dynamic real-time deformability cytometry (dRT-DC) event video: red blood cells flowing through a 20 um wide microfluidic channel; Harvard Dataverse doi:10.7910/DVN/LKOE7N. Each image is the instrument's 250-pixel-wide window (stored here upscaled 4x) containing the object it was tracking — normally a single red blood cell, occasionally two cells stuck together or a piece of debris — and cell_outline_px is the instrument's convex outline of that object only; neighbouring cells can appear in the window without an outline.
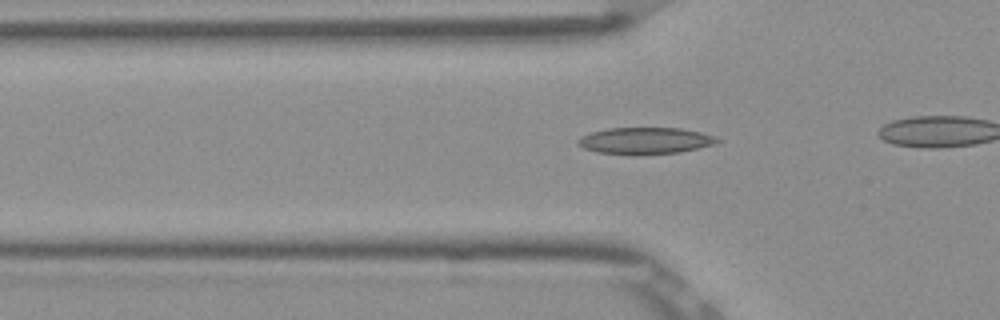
{"species": "Egyptian fruit bat (a non-hibernating species)", "species_latin": "Rousettus aegyptiacus", "temperature_condition": "room temperature", "stored_images_in_passage": 38, "camera_frame_rate_fps": 3000, "um_per_image_px": 0.085, "frame": {"image": 1, "passage_image": 14, "time_ms": 4.333, "image_size_px": [1000, 320], "cell_outline_px": [[720, 140], [716, 144], [680, 152], [640, 156], [636, 156], [596, 152], [584, 148], [576, 144], [576, 140], [580, 136], [588, 132], [608, 128], [680, 128], [700, 132], [716, 136]], "centroid_in_image_um": [54.79, 11.98], "position_along_channel_um": 71.0, "area_um2": 22.2}}
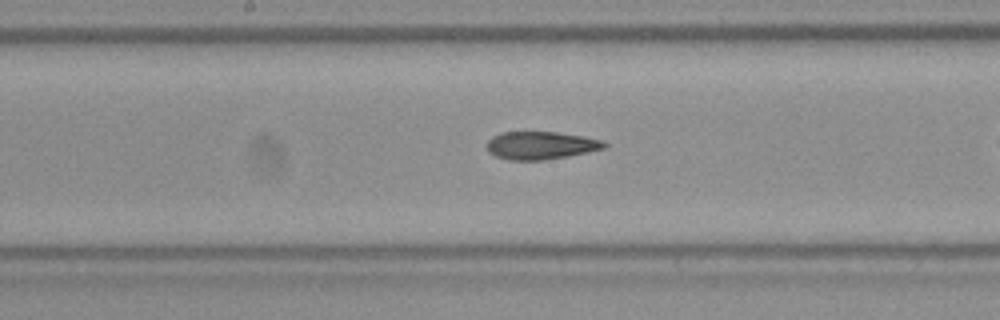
{"frame": {"image": 2, "passage_image": 24, "time_ms": 7.667, "image_size_px": [1000, 320], "cell_outline_px": [[608, 148], [568, 156], [544, 160], [508, 160], [496, 156], [488, 152], [484, 144], [492, 136], [500, 132], [556, 132], [584, 136], [600, 140], [608, 144]], "centroid_in_image_um": [45.94, 12.36], "position_along_channel_um": 202.3, "area_um2": 19.31}}
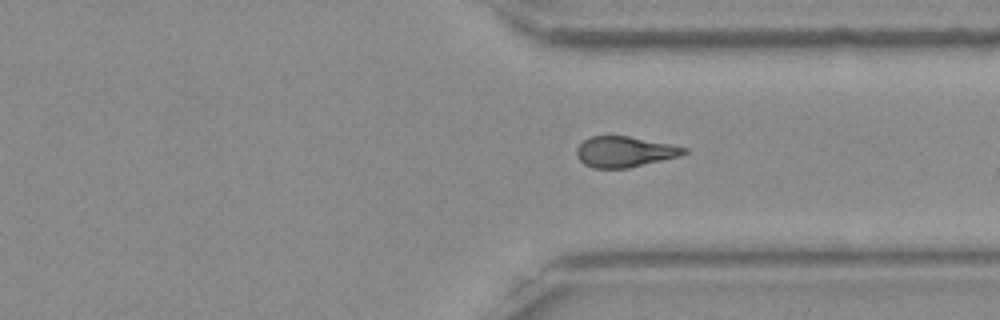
{"frame": {"image": 3, "passage_image": 36, "time_ms": 11.667, "image_size_px": [1000, 320], "cell_outline_px": [[688, 152], [680, 156], [628, 168], [592, 168], [584, 164], [576, 156], [576, 148], [584, 140], [592, 136], [628, 136], [688, 148]], "centroid_in_image_um": [53.07, 12.91], "position_along_channel_um": 358.3, "area_um2": 19.07}}